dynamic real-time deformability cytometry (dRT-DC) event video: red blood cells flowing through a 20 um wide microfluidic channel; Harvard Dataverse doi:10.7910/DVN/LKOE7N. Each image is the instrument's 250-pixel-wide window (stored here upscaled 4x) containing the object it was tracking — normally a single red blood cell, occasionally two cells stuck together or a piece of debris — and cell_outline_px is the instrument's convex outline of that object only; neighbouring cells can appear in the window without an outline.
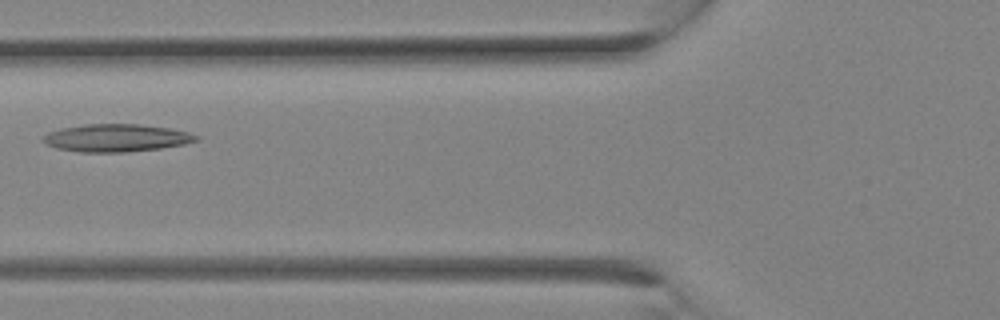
{"species": "Egyptian fruit bat (a non-hibernating species)", "species_latin": "Rousettus aegyptiacus", "temperature_condition": "room temperature", "stored_images_in_passage": 4, "camera_frame_rate_fps": 3000, "um_per_image_px": 0.085, "animal": {"sex": "female"}, "frame": {"image": 1, "passage_image": 3, "time_ms": 0.667, "image_size_px": [1000, 320], "cell_outline_px": [[200, 140], [184, 144], [160, 148], [124, 152], [80, 152], [56, 148], [48, 144], [44, 140], [44, 136], [48, 132], [64, 128], [84, 124], [140, 124], [168, 128], [188, 132], [200, 136]], "centroid_in_image_um": [9.93, 11.72], "position_along_channel_um": 115.9, "area_um2": 24.45}}